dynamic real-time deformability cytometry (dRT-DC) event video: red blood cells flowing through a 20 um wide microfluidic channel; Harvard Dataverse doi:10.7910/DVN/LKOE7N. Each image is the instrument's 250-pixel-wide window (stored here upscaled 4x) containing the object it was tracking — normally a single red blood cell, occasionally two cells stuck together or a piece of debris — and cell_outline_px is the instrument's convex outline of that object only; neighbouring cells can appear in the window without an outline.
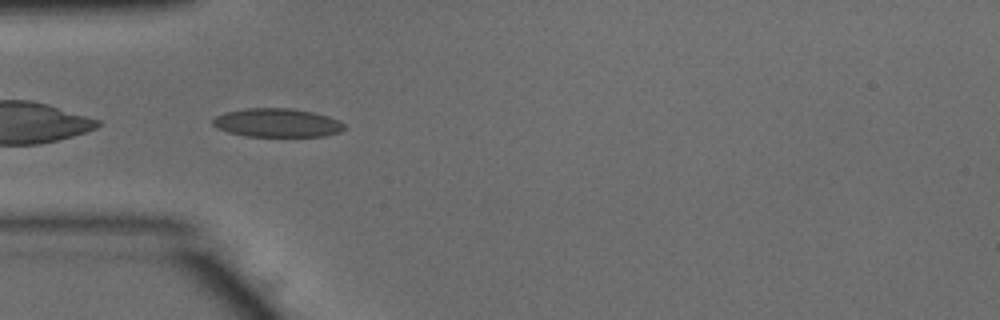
{"species": "common noctule bat (a hibernating species)", "species_latin": "Nyctalus noctula", "temperature_condition": "warm", "stored_images_in_passage": 32, "camera_frame_rate_fps": 3000, "um_per_image_px": 0.085, "animal": {"sex": "male", "body_mass_g": 15.6}, "frame": {"image": 1, "passage_image": 1, "time_ms": 0.0, "image_size_px": [1000, 320], "cell_outline_px": [[348, 128], [340, 132], [324, 136], [244, 136], [228, 132], [216, 128], [212, 124], [212, 120], [216, 116], [224, 112], [248, 108], [292, 108], [312, 112], [328, 116], [344, 124]], "centroid_in_image_um": [23.54, 10.44], "position_along_channel_um": 61.5, "area_um2": 22.02}, "authors_computed_cell_mechanics": {"area_um2": 21.0392, "velocity_mm_per_s": 3.893, "shape_relaxation_time_tau1_ms": 5.8526, "shape_relaxation_time_tau2_ms": 1.0818, "deformation_change_tau1": 0.1637, "deformation_change_tau2": 0.0814}}